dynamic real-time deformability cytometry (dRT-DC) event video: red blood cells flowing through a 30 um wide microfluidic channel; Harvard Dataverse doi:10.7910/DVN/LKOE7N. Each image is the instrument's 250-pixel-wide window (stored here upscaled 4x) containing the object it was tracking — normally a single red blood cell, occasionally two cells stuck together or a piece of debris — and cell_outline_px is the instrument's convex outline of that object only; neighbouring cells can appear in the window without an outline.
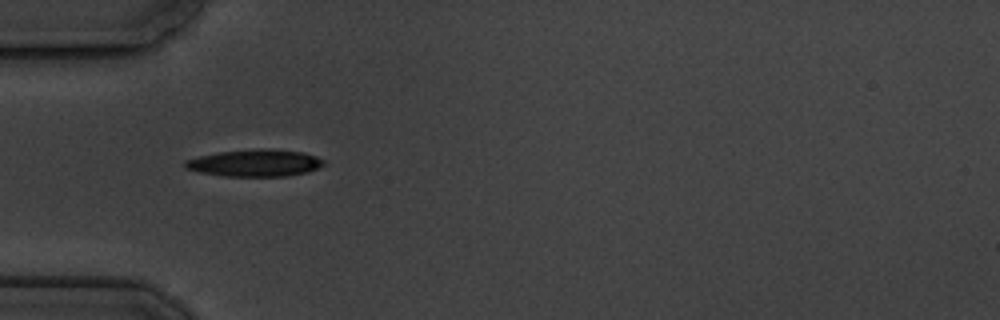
{"species": "common noctule bat (a hibernating species)", "species_latin": "Nyctalus noctula", "temperature_condition": "cold", "stored_images_in_passage": 2, "camera_frame_rate_fps": 3000, "um_per_image_px": 0.085, "animal": {"sex": "male", "body_mass_g": 19.5, "forearm_length_mm": 54.6}, "frame": {"image": 1, "passage_image": 1, "time_ms": 0.0, "image_size_px": [1000, 320], "cell_outline_px": [[324, 164], [308, 172], [288, 176], [224, 176], [200, 172], [184, 168], [184, 160], [200, 156], [220, 152], [260, 148], [268, 148], [304, 152], [316, 156], [324, 160]], "centroid_in_image_um": [21.68, 13.85], "position_along_channel_um": 63.3, "area_um2": 21.85}}